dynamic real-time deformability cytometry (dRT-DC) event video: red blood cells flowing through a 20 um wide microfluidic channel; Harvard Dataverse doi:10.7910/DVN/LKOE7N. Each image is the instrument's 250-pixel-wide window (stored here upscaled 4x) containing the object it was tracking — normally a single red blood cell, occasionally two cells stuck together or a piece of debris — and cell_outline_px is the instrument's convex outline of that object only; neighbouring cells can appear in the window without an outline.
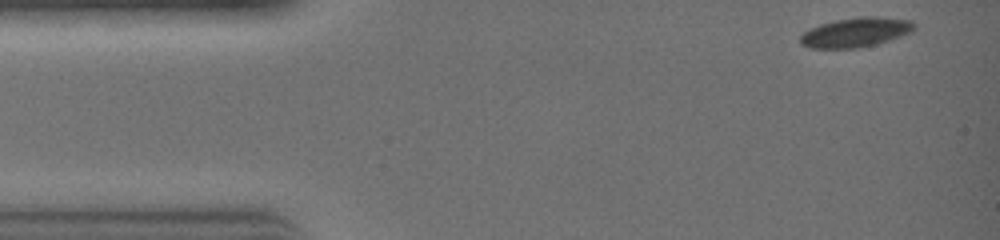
{"species": "common noctule bat (a hibernating species)", "species_latin": "Nyctalus noctula", "temperature_condition": "warm", "stored_images_in_passage": 27, "camera_frame_rate_fps": 3000, "um_per_image_px": 0.085, "animal": {"sex": "female", "body_mass_g": 19.0, "forearm_length_mm": 51.5}, "frame": {"image": 1, "passage_image": 1, "time_ms": 0.0, "image_size_px": [1000, 240], "cell_outline_px": [[916, 24], [908, 32], [900, 36], [872, 44], [852, 48], [812, 48], [800, 44], [800, 36], [804, 32], [820, 24], [836, 20], [860, 16], [876, 16], [912, 20]], "centroid_in_image_um": [72.69, 2.73], "position_along_channel_um": 12.3, "area_um2": 19.13}}
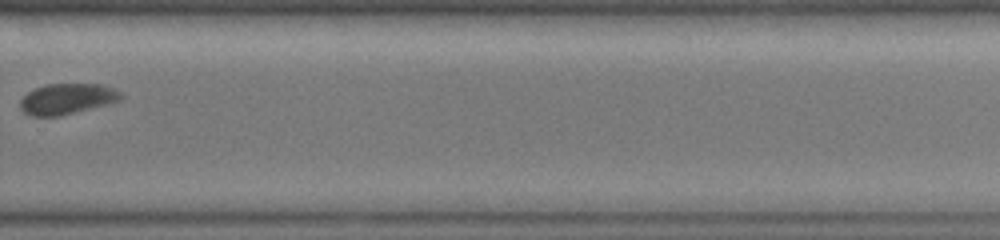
{"frame": {"image": 2, "passage_image": 20, "time_ms": 6.333, "image_size_px": [1000, 240], "cell_outline_px": [[124, 96], [120, 100], [108, 104], [60, 116], [28, 116], [20, 108], [20, 100], [28, 92], [36, 88], [48, 84], [100, 84], [112, 88], [120, 92]], "centroid_in_image_um": [5.69, 8.41], "position_along_channel_um": 324.1, "area_um2": 17.98}}
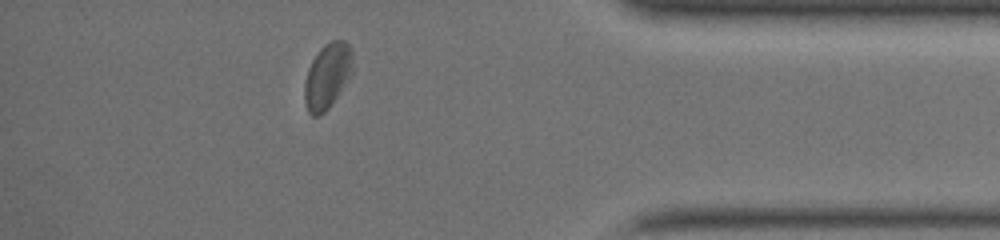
{"frame": {"image": 3, "passage_image": 25, "time_ms": 8.0, "image_size_px": [1000, 240], "cell_outline_px": [[352, 72], [328, 108], [320, 116], [312, 116], [308, 112], [304, 100], [304, 84], [308, 68], [312, 60], [320, 48], [324, 44], [332, 40], [344, 40], [352, 48]], "centroid_in_image_um": [27.8, 6.44], "position_along_channel_um": 407.4, "area_um2": 18.21}}